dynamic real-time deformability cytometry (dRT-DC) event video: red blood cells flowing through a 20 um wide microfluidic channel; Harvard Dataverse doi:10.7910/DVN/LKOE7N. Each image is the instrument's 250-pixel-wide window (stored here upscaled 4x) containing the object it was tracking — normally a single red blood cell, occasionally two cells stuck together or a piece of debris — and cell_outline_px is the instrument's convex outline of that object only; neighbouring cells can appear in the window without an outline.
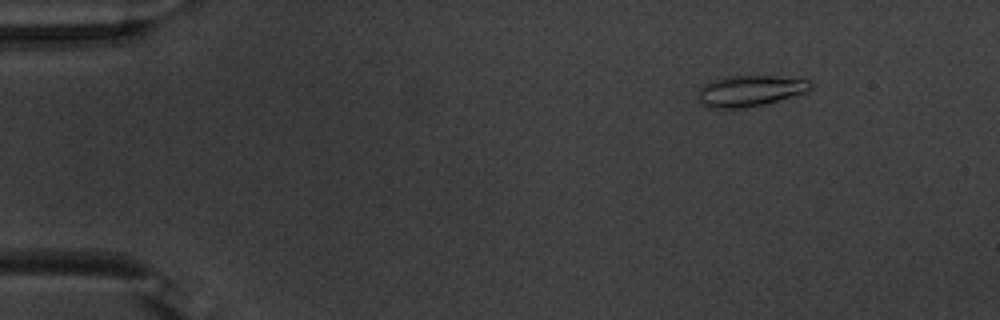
{"species": "common noctule bat (a hibernating species)", "species_latin": "Nyctalus noctula", "temperature_condition": "warm", "stored_images_in_passage": 47, "camera_frame_rate_fps": 3000, "um_per_image_px": 0.085, "animal": {"sex": "male", "body_mass_g": 20.1, "forearm_length_mm": 53.5}, "frame": {"image": 1, "passage_image": 1, "time_ms": 0.0, "image_size_px": [1000, 320], "cell_outline_px": [[812, 88], [804, 92], [764, 104], [744, 108], [708, 108], [700, 104], [700, 88], [704, 84], [724, 76], [776, 76], [808, 80], [812, 84]], "centroid_in_image_um": [63.72, 7.72], "position_along_channel_um": 21.3, "area_um2": 20.06}}
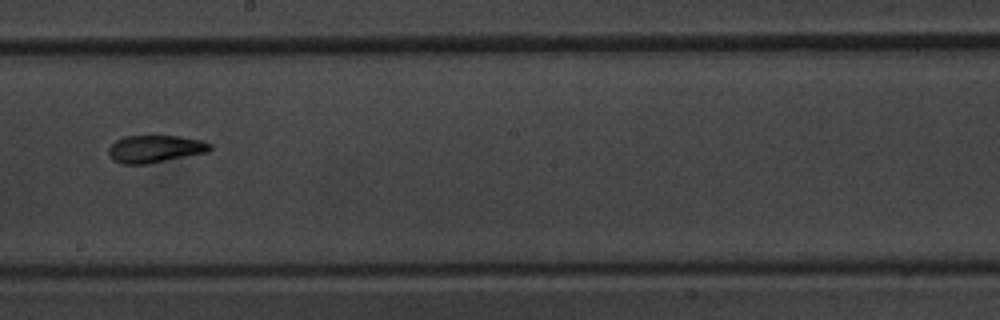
{"frame": {"image": 2, "passage_image": 25, "time_ms": 8.0, "image_size_px": [1000, 320], "cell_outline_px": [[212, 148], [208, 152], [148, 164], [120, 164], [112, 160], [108, 156], [108, 148], [116, 140], [124, 136], [180, 136], [200, 140], [212, 144]], "centroid_in_image_um": [13.15, 12.66], "position_along_channel_um": 235.0, "area_um2": 16.36}}
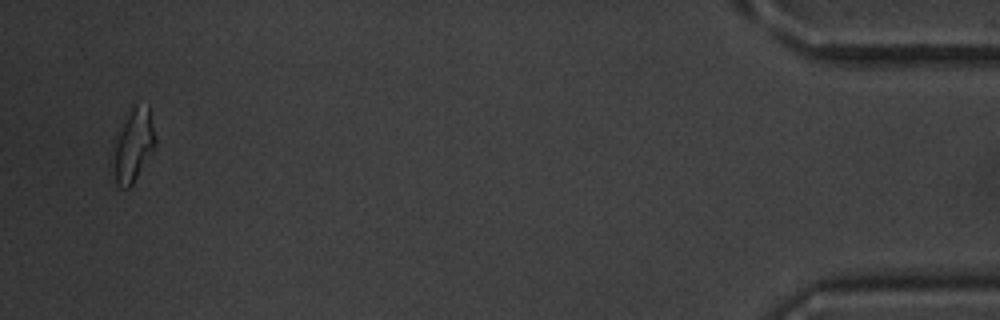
{"frame": {"image": 3, "passage_image": 46, "time_ms": 15.0, "image_size_px": [1000, 320], "cell_outline_px": [[156, 148], [132, 184], [128, 188], [124, 188], [116, 184], [108, 172], [112, 140], [124, 112], [128, 108], [136, 104], [148, 104], [156, 140]], "centroid_in_image_um": [11.21, 12.34], "position_along_channel_um": 424.0, "area_um2": 19.83}, "authors_computed_cell_mechanics": {"area_um2": 16.6464, "velocity_mm_per_s": 3.8205, "shape_relaxation_time_tau1_ms": 3.7003, "shape_relaxation_time_tau2_ms": 2.1566, "deformation_change_tau1": 0.175, "deformation_change_tau2": 0.1}}